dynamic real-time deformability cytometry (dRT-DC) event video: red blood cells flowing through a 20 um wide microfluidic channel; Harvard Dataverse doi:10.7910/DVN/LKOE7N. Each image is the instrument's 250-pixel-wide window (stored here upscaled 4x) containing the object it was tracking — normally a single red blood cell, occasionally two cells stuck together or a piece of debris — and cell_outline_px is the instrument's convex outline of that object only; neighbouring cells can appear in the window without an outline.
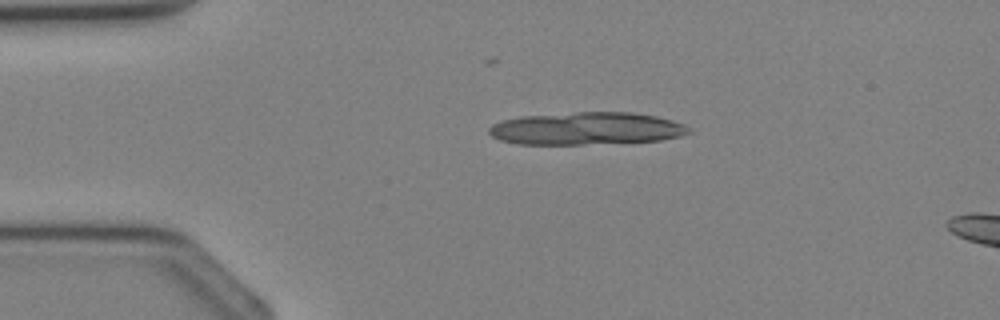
{"species": "Egyptian fruit bat (a non-hibernating species)", "species_latin": "Rousettus aegyptiacus", "temperature_condition": "cold", "stored_images_in_passage": 21, "camera_frame_rate_fps": 3000, "um_per_image_px": 0.085, "animal": {"sex": "female"}, "frame": {"image": 1, "passage_image": 1, "time_ms": 0.0, "image_size_px": [1000, 320], "cell_outline_px": [[692, 132], [680, 136], [660, 140], [584, 144], [520, 144], [500, 140], [492, 136], [488, 132], [488, 128], [492, 124], [500, 120], [520, 116], [576, 112], [632, 112], [656, 116], [672, 120], [684, 124], [692, 128]], "centroid_in_image_um": [49.84, 10.91], "position_along_channel_um": 35.2, "area_um2": 38.03}}